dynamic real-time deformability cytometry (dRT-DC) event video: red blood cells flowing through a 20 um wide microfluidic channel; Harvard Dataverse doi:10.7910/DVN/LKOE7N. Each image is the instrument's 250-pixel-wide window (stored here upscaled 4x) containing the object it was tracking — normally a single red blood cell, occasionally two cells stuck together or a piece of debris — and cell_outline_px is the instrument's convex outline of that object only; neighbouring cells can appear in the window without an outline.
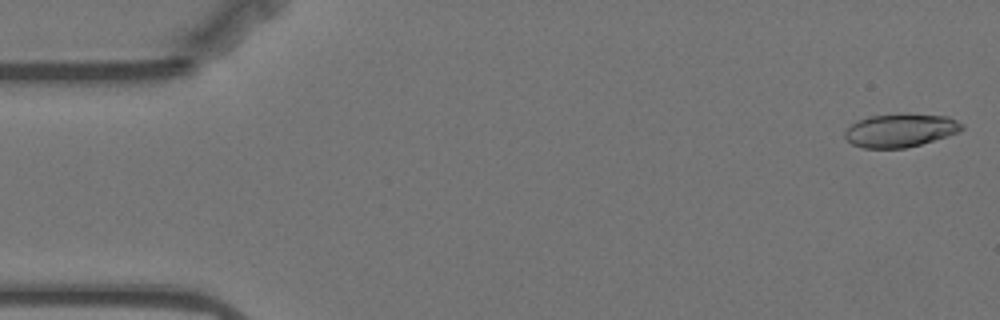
{"species": "Egyptian fruit bat (a non-hibernating species)", "species_latin": "Rousettus aegyptiacus", "temperature_condition": "warm", "stored_images_in_passage": 55, "camera_frame_rate_fps": 3000, "um_per_image_px": 0.085, "animal": {"sex": "female"}, "frame": {"image": 1, "passage_image": 1, "time_ms": 0.0, "image_size_px": [1000, 320], "cell_outline_px": [[964, 128], [960, 132], [948, 136], [920, 144], [904, 148], [864, 148], [852, 144], [844, 136], [844, 132], [852, 124], [868, 116], [948, 116], [964, 124]], "centroid_in_image_um": [76.54, 11.12], "position_along_channel_um": 8.5, "area_um2": 21.91}}
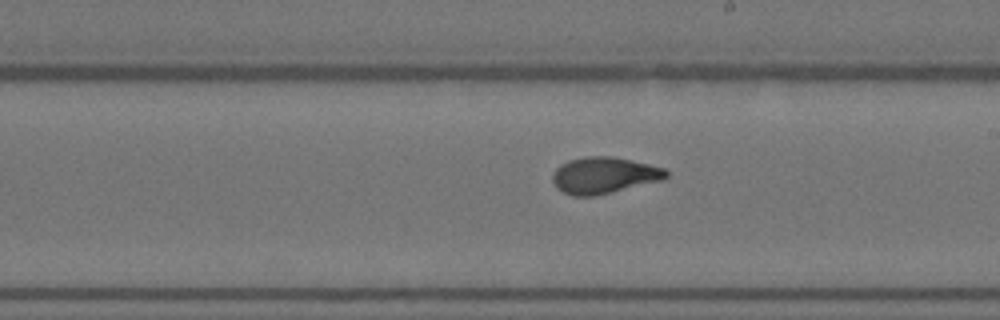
{"frame": {"image": 2, "passage_image": 31, "time_ms": 10.0, "image_size_px": [1000, 320], "cell_outline_px": [[668, 176], [664, 180], [596, 196], [572, 196], [556, 188], [552, 180], [552, 172], [560, 164], [568, 160], [588, 156], [612, 156], [632, 160], [664, 168], [668, 172]], "centroid_in_image_um": [51.33, 14.91], "position_along_channel_um": 237.7, "area_um2": 24.39}}
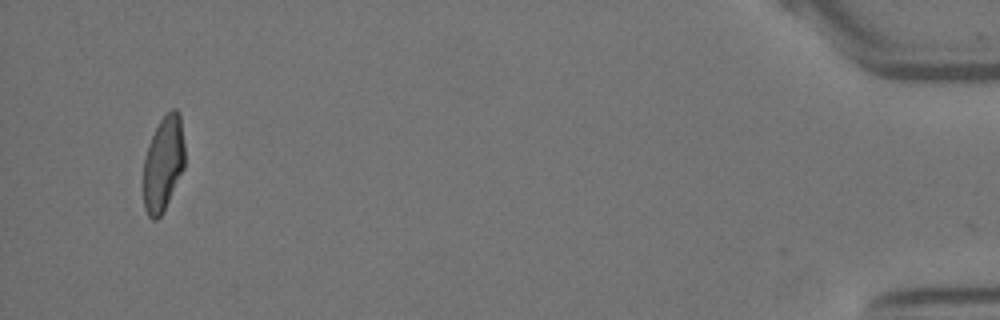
{"frame": {"image": 3, "passage_image": 54, "time_ms": 17.667, "image_size_px": [1000, 320], "cell_outline_px": [[184, 168], [160, 216], [156, 220], [152, 220], [148, 216], [144, 208], [144, 160], [148, 144], [160, 120], [172, 108], [176, 108], [180, 112], [184, 144]], "centroid_in_image_um": [13.88, 13.87], "position_along_channel_um": 421.3, "area_um2": 22.66}, "authors_computed_cell_mechanics": {"area_um2": 23.7558, "velocity_mm_per_s": 3.5122, "shape_relaxation_time_tau1_ms": 5.8348, "shape_relaxation_time_tau2_ms": 1.0804, "deformation_change_tau1": 0.2158, "deformation_change_tau2": 0.0701}}